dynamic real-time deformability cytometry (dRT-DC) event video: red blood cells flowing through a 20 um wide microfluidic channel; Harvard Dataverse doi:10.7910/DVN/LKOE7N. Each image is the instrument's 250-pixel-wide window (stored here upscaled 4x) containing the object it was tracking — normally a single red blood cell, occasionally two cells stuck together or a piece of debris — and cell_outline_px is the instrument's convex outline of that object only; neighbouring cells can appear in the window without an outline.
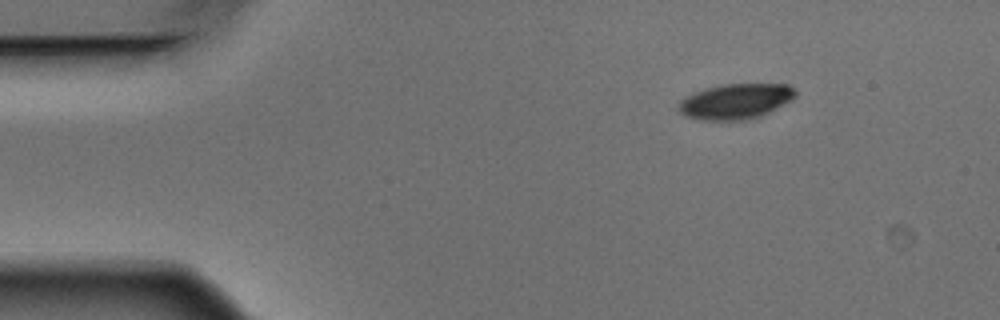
{"species": "Egyptian fruit bat (a non-hibernating species)", "species_latin": "Rousettus aegyptiacus", "temperature_condition": "warm", "stored_images_in_passage": 3, "camera_frame_rate_fps": 3000, "um_per_image_px": 0.085, "animal": {"sex": "male"}, "frame": {"image": 1, "passage_image": 1, "time_ms": 0.0, "image_size_px": [1000, 320], "cell_outline_px": [[796, 96], [792, 100], [760, 116], [744, 120], [700, 120], [688, 116], [680, 112], [676, 108], [680, 100], [684, 96], [708, 88], [724, 84], [788, 84], [796, 88]], "centroid_in_image_um": [62.53, 8.61], "position_along_channel_um": 22.5, "area_um2": 24.04}}